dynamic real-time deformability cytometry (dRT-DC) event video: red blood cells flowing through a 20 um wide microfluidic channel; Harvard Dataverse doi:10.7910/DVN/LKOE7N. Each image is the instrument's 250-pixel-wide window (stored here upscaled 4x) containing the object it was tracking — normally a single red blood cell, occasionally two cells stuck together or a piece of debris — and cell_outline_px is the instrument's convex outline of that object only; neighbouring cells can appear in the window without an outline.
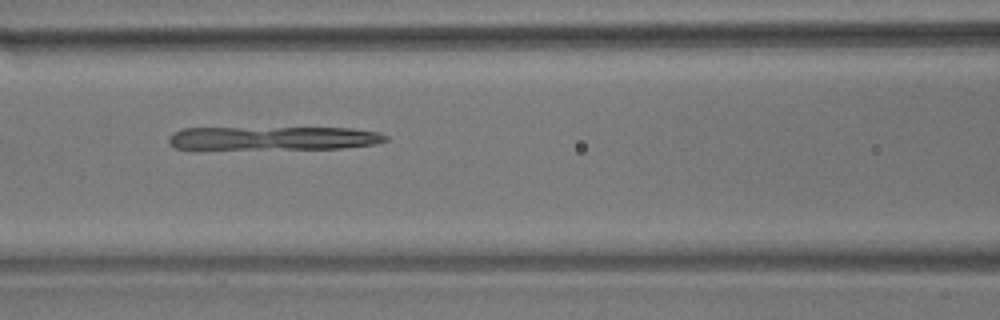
{"species": "common noctule bat (a hibernating species)", "species_latin": "Nyctalus noctula", "temperature_condition": "room temperature", "stored_images_in_passage": 49, "camera_frame_rate_fps": 3000, "um_per_image_px": 0.085, "animal": {"sex": "male", "body_mass_g": 17.9}, "frame": {"image": 1, "passage_image": 23, "time_ms": 7.333, "image_size_px": [1000, 320], "cell_outline_px": [[388, 140], [376, 144], [344, 148], [176, 148], [168, 140], [168, 136], [172, 132], [184, 128], [352, 128], [376, 132], [388, 136]], "centroid_in_image_um": [23.28, 11.73], "position_along_channel_um": 143.3, "area_um2": 29.36}}